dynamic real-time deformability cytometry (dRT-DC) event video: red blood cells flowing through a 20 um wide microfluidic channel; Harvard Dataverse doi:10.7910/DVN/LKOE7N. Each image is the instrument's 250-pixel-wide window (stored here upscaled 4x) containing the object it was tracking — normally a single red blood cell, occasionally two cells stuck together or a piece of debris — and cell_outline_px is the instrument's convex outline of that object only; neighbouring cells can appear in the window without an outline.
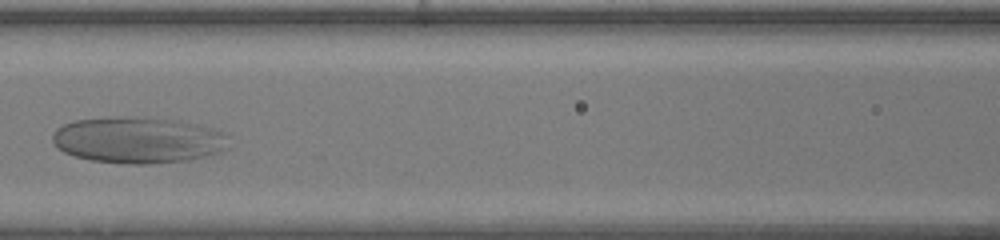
{"species": "human", "species_latin": "Homo sapiens", "temperature_condition": "warm", "stored_images_in_passage": 35, "camera_frame_rate_fps": 3000, "um_per_image_px": 0.085, "donor": {"sex": "female"}, "frame": {"image": 1, "passage_image": 15, "time_ms": 4.667, "image_size_px": [1000, 240], "cell_outline_px": [[228, 148], [220, 152], [188, 160], [152, 164], [128, 164], [92, 160], [76, 156], [64, 152], [52, 140], [52, 136], [56, 128], [64, 124], [76, 120], [172, 120], [212, 128], [220, 132], [224, 136]], "centroid_in_image_um": [11.73, 11.97], "position_along_channel_um": 154.9, "area_um2": 45.49}}
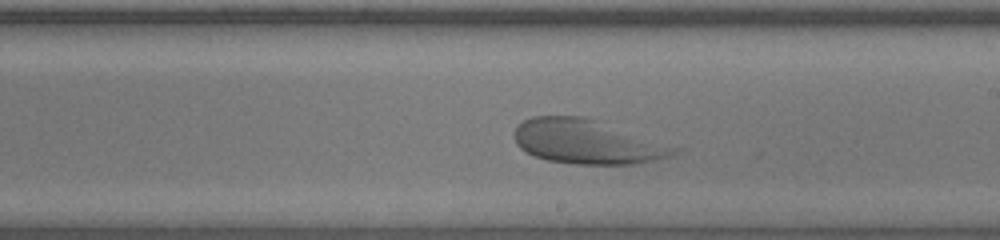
{"frame": {"image": 2, "passage_image": 21, "time_ms": 6.667, "image_size_px": [1000, 240], "cell_outline_px": [[680, 148], [672, 156], [656, 160], [636, 164], [576, 164], [548, 160], [536, 156], [520, 148], [516, 144], [516, 128], [524, 120], [532, 116], [584, 116]], "centroid_in_image_um": [49.91, 12.05], "position_along_channel_um": 239.1, "area_um2": 40.69}}
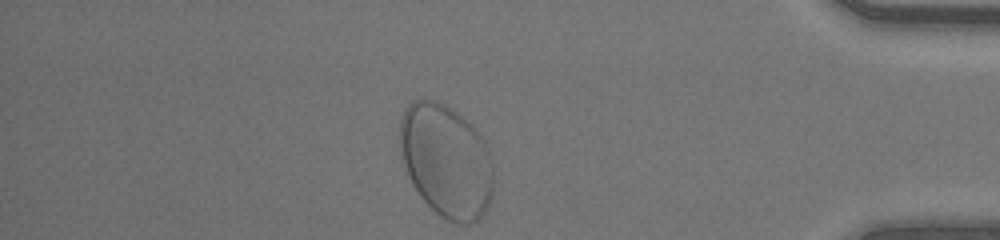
{"frame": {"image": 3, "passage_image": 35, "time_ms": 11.333, "image_size_px": [1000, 240], "cell_outline_px": [[492, 200], [480, 220], [468, 224], [456, 224], [440, 216], [420, 196], [412, 184], [408, 176], [400, 152], [400, 120], [404, 108], [408, 104], [416, 100], [432, 100], [444, 104], [468, 120], [472, 124], [484, 140], [488, 152], [492, 168]], "centroid_in_image_um": [37.93, 13.69], "position_along_channel_um": 397.3, "area_um2": 61.85}}